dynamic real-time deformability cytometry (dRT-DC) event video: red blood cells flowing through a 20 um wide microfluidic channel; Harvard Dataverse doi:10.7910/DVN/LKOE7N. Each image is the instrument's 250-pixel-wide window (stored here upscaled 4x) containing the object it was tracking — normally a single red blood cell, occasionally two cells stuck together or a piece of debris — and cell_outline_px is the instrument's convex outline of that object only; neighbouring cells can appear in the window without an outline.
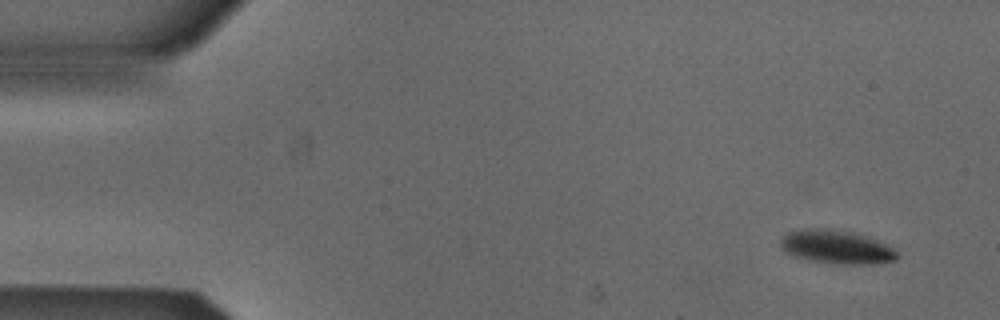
{"species": "Egyptian fruit bat (a non-hibernating species)", "species_latin": "Rousettus aegyptiacus", "temperature_condition": "cold", "stored_images_in_passage": 4, "camera_frame_rate_fps": 3000, "um_per_image_px": 0.085, "animal": {"sex": "male"}, "frame": {"image": 1, "passage_image": 1, "time_ms": 0.0, "image_size_px": [1000, 320], "cell_outline_px": [[900, 256], [896, 260], [872, 264], [832, 264], [808, 260], [792, 256], [784, 252], [780, 248], [780, 240], [788, 232], [808, 228], [832, 228], [852, 232], [868, 236], [892, 248]], "centroid_in_image_um": [71.06, 21.0], "position_along_channel_um": 13.9, "area_um2": 23.12}}
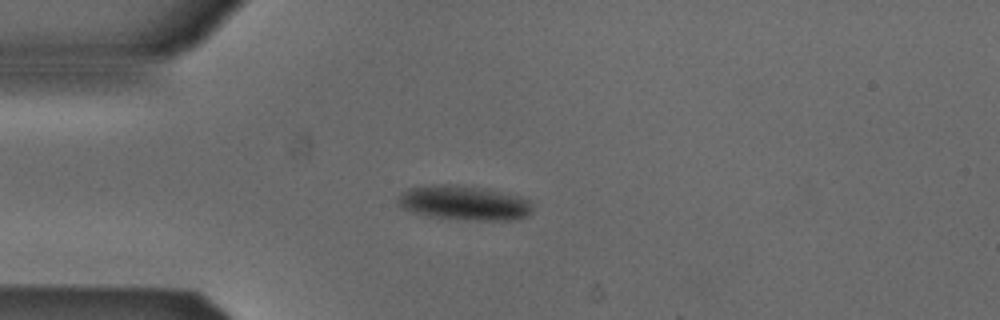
{"frame": {"image": 2, "passage_image": 4, "time_ms": 1.0, "image_size_px": [1000, 320], "cell_outline_px": [[532, 212], [528, 216], [520, 220], [456, 220], [428, 216], [412, 212], [400, 208], [396, 204], [396, 200], [408, 188], [432, 184], [448, 184], [488, 188], [520, 196], [528, 200], [532, 208]], "centroid_in_image_um": [39.44, 17.25], "position_along_channel_um": 45.6, "area_um2": 27.69}}